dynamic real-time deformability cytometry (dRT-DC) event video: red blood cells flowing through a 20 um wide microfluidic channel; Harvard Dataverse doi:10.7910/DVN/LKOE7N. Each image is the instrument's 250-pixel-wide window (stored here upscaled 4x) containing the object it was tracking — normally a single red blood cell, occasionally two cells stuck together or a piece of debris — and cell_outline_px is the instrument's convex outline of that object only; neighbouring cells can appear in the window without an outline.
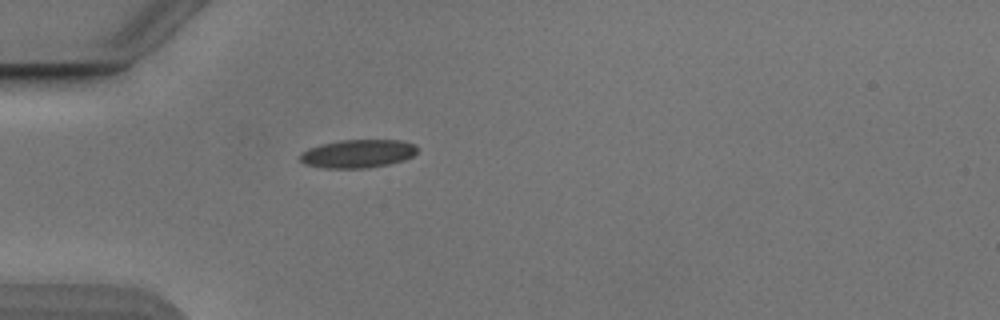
{"species": "Egyptian fruit bat (a non-hibernating species)", "species_latin": "Rousettus aegyptiacus", "temperature_condition": "cold", "stored_images_in_passage": 38, "camera_frame_rate_fps": 3000, "um_per_image_px": 0.085, "animal": {"sex": "male"}, "frame": {"image": 1, "passage_image": 1, "time_ms": 0.0, "image_size_px": [1000, 320], "cell_outline_px": [[420, 148], [412, 156], [404, 160], [388, 164], [368, 168], [324, 168], [304, 164], [300, 160], [300, 156], [308, 148], [320, 144], [340, 140], [400, 140], [416, 144]], "centroid_in_image_um": [30.44, 13.06], "position_along_channel_um": 54.6, "area_um2": 19.42}}
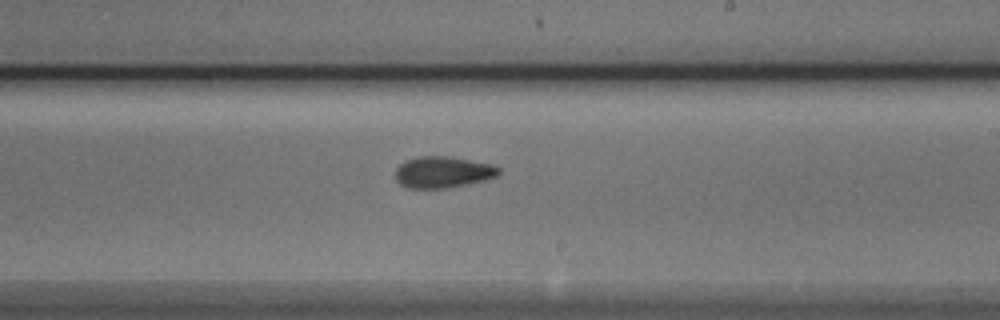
{"frame": {"image": 2, "passage_image": 17, "time_ms": 5.333, "image_size_px": [1000, 320], "cell_outline_px": [[500, 172], [496, 176], [484, 180], [468, 184], [448, 188], [408, 188], [400, 184], [396, 180], [396, 168], [400, 164], [408, 160], [420, 156], [448, 156], [492, 164], [500, 168]], "centroid_in_image_um": [37.65, 14.63], "position_along_channel_um": 251.4, "area_um2": 18.84}}
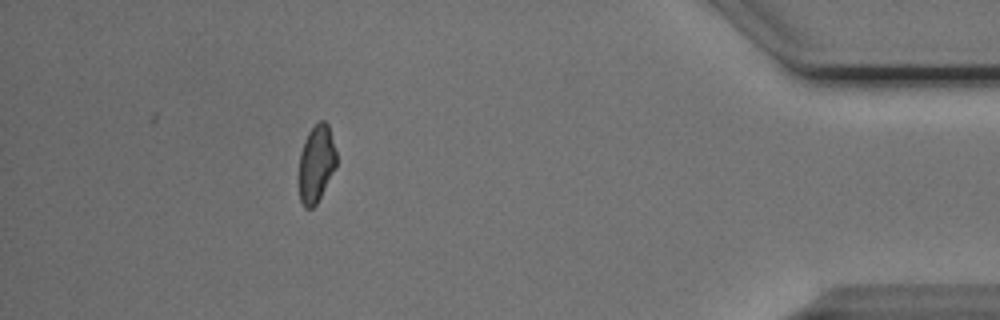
{"frame": {"image": 3, "passage_image": 33, "time_ms": 10.667, "image_size_px": [1000, 320], "cell_outline_px": [[336, 168], [316, 204], [312, 208], [304, 208], [300, 200], [296, 180], [300, 152], [304, 140], [308, 132], [320, 120], [324, 120], [328, 124], [336, 152]], "centroid_in_image_um": [26.83, 13.95], "position_along_channel_um": 408.4, "area_um2": 17.4}, "authors_computed_cell_mechanics": {"area_um2": 18.2359, "velocity_mm_per_s": 3.8799, "shape_relaxation_time_tau1_ms": 3.5741, "shape_relaxation_time_tau2_ms": 2.8286, "deformation_change_tau1": 0.1293, "deformation_change_tau2": 0.0938}}